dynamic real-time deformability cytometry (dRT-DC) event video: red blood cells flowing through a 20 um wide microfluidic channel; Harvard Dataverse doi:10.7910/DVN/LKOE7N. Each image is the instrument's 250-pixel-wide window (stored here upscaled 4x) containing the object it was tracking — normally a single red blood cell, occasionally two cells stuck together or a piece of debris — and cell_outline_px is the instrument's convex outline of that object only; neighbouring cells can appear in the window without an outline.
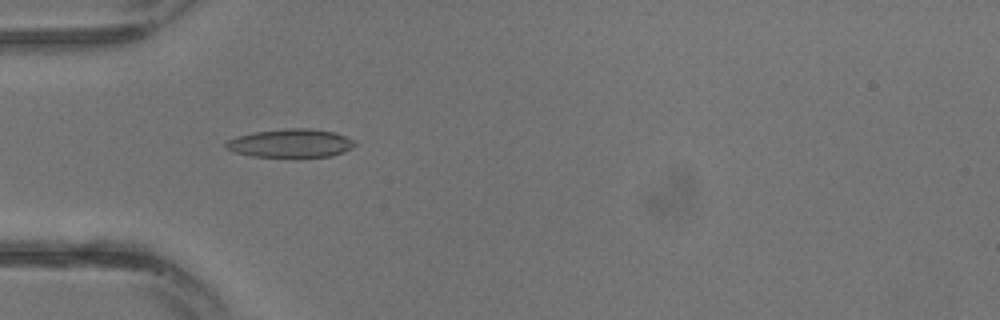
{"species": "common noctule bat (a hibernating species)", "species_latin": "Nyctalus noctula", "temperature_condition": "warm", "stored_images_in_passage": 3, "camera_frame_rate_fps": 3000, "um_per_image_px": 0.085, "animal": {"sex": "male", "body_mass_g": 13.3}, "frame": {"image": 1, "passage_image": 1, "time_ms": 0.0, "image_size_px": [1000, 320], "cell_outline_px": [[356, 144], [352, 148], [344, 152], [332, 156], [296, 160], [292, 160], [252, 156], [236, 152], [224, 148], [224, 144], [228, 140], [236, 136], [252, 132], [284, 128], [312, 128], [336, 132], [352, 140]], "centroid_in_image_um": [24.7, 12.22], "position_along_channel_um": 60.3, "area_um2": 22.54}}
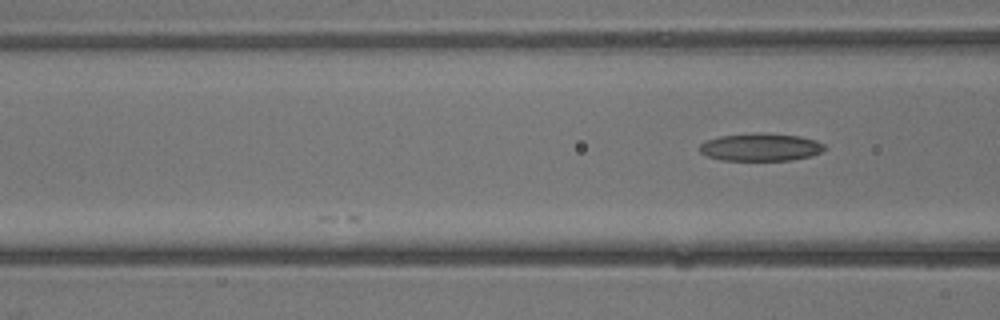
{"frame": {"image": 2, "passage_image": 3, "time_ms": 0.667, "image_size_px": [1000, 320], "cell_outline_px": [[828, 148], [812, 156], [792, 160], [724, 160], [708, 156], [700, 152], [700, 144], [708, 140], [720, 136], [756, 132], [764, 132], [800, 136], [816, 140], [824, 144]], "centroid_in_image_um": [64.71, 12.49], "position_along_channel_um": 101.9, "area_um2": 20.29}}